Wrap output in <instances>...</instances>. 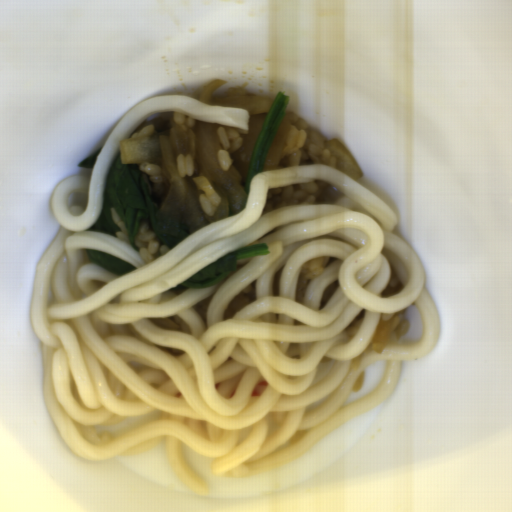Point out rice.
Instances as JSON below:
<instances>
[{"label":"rice","instance_id":"1","mask_svg":"<svg viewBox=\"0 0 512 512\" xmlns=\"http://www.w3.org/2000/svg\"><path fill=\"white\" fill-rule=\"evenodd\" d=\"M326 141L330 140L311 129L307 121L293 113L277 168L301 164H325L337 168L336 159L325 147Z\"/></svg>","mask_w":512,"mask_h":512},{"label":"rice","instance_id":"2","mask_svg":"<svg viewBox=\"0 0 512 512\" xmlns=\"http://www.w3.org/2000/svg\"><path fill=\"white\" fill-rule=\"evenodd\" d=\"M342 197L343 193L327 181L291 184L268 190L261 215L295 205H334Z\"/></svg>","mask_w":512,"mask_h":512},{"label":"rice","instance_id":"3","mask_svg":"<svg viewBox=\"0 0 512 512\" xmlns=\"http://www.w3.org/2000/svg\"><path fill=\"white\" fill-rule=\"evenodd\" d=\"M198 121L195 117L177 111H160L151 113L130 135V138L168 133L174 126L189 130Z\"/></svg>","mask_w":512,"mask_h":512},{"label":"rice","instance_id":"4","mask_svg":"<svg viewBox=\"0 0 512 512\" xmlns=\"http://www.w3.org/2000/svg\"><path fill=\"white\" fill-rule=\"evenodd\" d=\"M134 244L138 247V253L145 264L169 252L168 247L152 230L148 220H141L134 237Z\"/></svg>","mask_w":512,"mask_h":512},{"label":"rice","instance_id":"5","mask_svg":"<svg viewBox=\"0 0 512 512\" xmlns=\"http://www.w3.org/2000/svg\"><path fill=\"white\" fill-rule=\"evenodd\" d=\"M141 178L146 184L155 208L159 211L169 190L170 181L166 179L161 167L150 162H137Z\"/></svg>","mask_w":512,"mask_h":512},{"label":"rice","instance_id":"6","mask_svg":"<svg viewBox=\"0 0 512 512\" xmlns=\"http://www.w3.org/2000/svg\"><path fill=\"white\" fill-rule=\"evenodd\" d=\"M219 139L223 145L218 150L217 158L219 165L223 171L230 170L232 165L231 154L238 150L243 145V138L240 137L239 132L231 127L217 126Z\"/></svg>","mask_w":512,"mask_h":512}]
</instances>
